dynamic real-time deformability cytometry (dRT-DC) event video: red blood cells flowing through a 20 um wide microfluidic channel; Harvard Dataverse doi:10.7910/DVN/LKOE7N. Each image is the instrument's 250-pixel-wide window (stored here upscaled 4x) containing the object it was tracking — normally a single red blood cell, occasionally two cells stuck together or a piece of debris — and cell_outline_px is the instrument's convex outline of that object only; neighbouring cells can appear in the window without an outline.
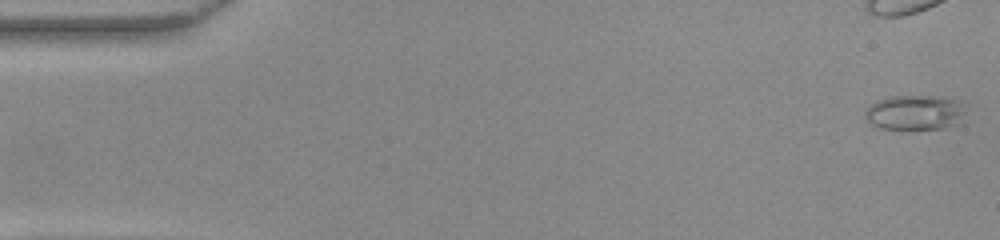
{"species": "common noctule bat (a hibernating species)", "species_latin": "Nyctalus noctula", "temperature_condition": "warm", "stored_images_in_passage": 52, "camera_frame_rate_fps": 3000, "um_per_image_px": 0.085, "animal": {"sex": "female", "body_mass_g": 22.0, "forearm_length_mm": 56.7}, "frame": {"image": 1, "passage_image": 1, "time_ms": 0.0, "image_size_px": [1000, 240], "cell_outline_px": [[968, 104], [964, 112], [944, 128], [880, 128], [872, 124], [864, 116], [864, 112], [876, 100], [892, 96], [936, 96], [960, 100]], "centroid_in_image_um": [77.73, 9.52], "position_along_channel_um": 7.3, "area_um2": 19.94}}